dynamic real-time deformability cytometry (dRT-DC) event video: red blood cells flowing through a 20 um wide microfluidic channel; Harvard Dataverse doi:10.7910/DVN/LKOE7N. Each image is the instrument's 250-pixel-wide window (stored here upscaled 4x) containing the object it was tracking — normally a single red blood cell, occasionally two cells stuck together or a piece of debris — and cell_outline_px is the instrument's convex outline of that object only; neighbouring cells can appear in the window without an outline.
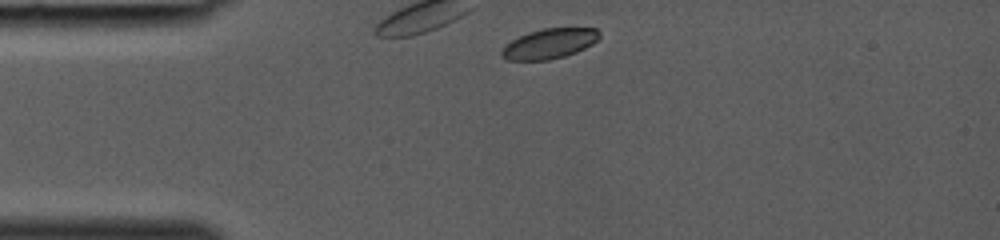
{"species": "common noctule bat (a hibernating species)", "species_latin": "Nyctalus noctula", "temperature_condition": "room temperature", "stored_images_in_passage": 24, "camera_frame_rate_fps": 3000, "um_per_image_px": 0.085, "animal": {"sex": "female", "body_mass_g": 19.0, "forearm_length_mm": 53.3}, "frame": {"image": 1, "passage_image": 1, "time_ms": 0.0, "image_size_px": [1000, 240], "cell_outline_px": [[600, 36], [592, 44], [576, 52], [564, 56], [548, 60], [508, 60], [500, 56], [500, 48], [504, 44], [528, 32], [544, 28], [596, 28], [600, 32]], "centroid_in_image_um": [46.65, 3.71], "position_along_channel_um": 38.3, "area_um2": 17.17}}